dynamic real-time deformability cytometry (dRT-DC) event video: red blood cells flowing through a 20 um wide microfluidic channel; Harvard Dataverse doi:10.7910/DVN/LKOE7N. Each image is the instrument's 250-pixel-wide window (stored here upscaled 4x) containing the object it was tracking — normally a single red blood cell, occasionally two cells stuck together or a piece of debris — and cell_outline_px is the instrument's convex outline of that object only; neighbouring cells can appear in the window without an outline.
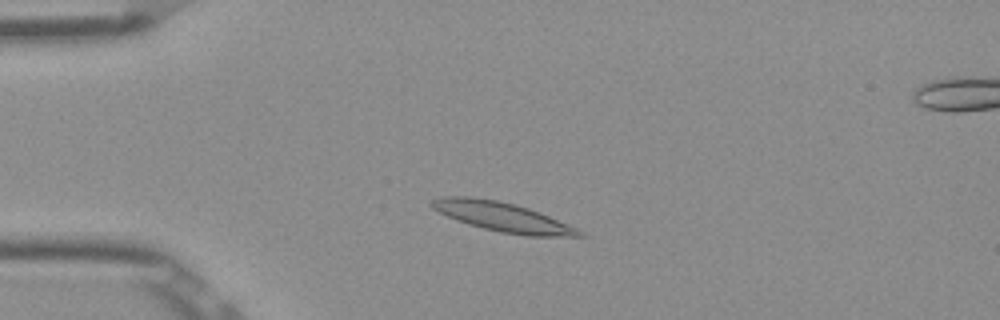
{"species": "Egyptian fruit bat (a non-hibernating species)", "species_latin": "Rousettus aegyptiacus", "temperature_condition": "room temperature", "stored_images_in_passage": 49, "camera_frame_rate_fps": 3000, "um_per_image_px": 0.085, "frame": {"image": 1, "passage_image": 9, "time_ms": 2.667, "image_size_px": [1000, 320], "cell_outline_px": [[588, 236], [528, 236], [500, 232], [468, 224], [456, 220], [432, 208], [428, 204], [432, 200], [444, 196], [468, 196], [496, 200], [516, 204], [528, 208], [548, 216], [576, 228], [584, 232]], "centroid_in_image_um": [42.69, 18.43], "position_along_channel_um": 42.3, "area_um2": 24.97}}
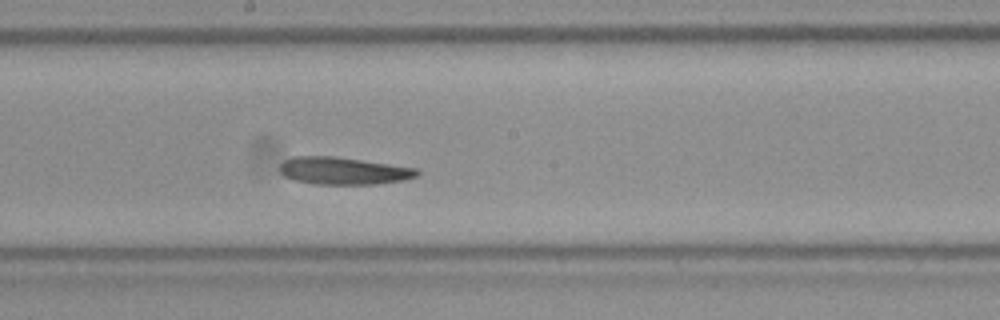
{"frame": {"image": 2, "passage_image": 25, "time_ms": 8.0, "image_size_px": [1000, 320], "cell_outline_px": [[420, 172], [416, 176], [404, 180], [376, 184], [316, 184], [296, 180], [284, 176], [280, 172], [280, 164], [284, 160], [292, 156], [336, 156], [416, 168]], "centroid_in_image_um": [29.17, 14.51], "position_along_channel_um": 219.0, "area_um2": 21.85}}
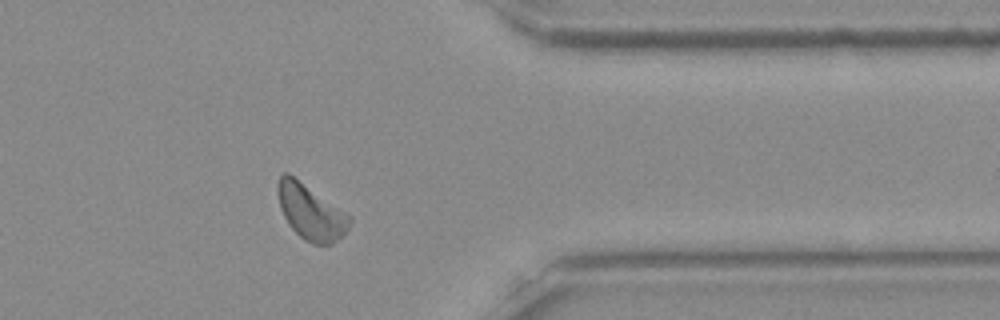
{"frame": {"image": 3, "passage_image": 39, "time_ms": 12.667, "image_size_px": [1000, 320], "cell_outline_px": [[352, 220], [344, 236], [332, 244], [312, 244], [304, 240], [288, 224], [280, 208], [276, 192], [276, 184], [280, 176], [284, 172], [288, 172], [348, 212], [352, 216]], "centroid_in_image_um": [26.43, 18.0], "position_along_channel_um": 385.0, "area_um2": 23.7}, "authors_computed_cell_mechanics": {"area_um2": 22.542, "velocity_mm_per_s": 3.8366, "shape_relaxation_time_tau1_ms": null, "shape_relaxation_time_tau2_ms": 4.3093, "deformation_change_tau1": null, "deformation_change_tau2": 0.1487}}